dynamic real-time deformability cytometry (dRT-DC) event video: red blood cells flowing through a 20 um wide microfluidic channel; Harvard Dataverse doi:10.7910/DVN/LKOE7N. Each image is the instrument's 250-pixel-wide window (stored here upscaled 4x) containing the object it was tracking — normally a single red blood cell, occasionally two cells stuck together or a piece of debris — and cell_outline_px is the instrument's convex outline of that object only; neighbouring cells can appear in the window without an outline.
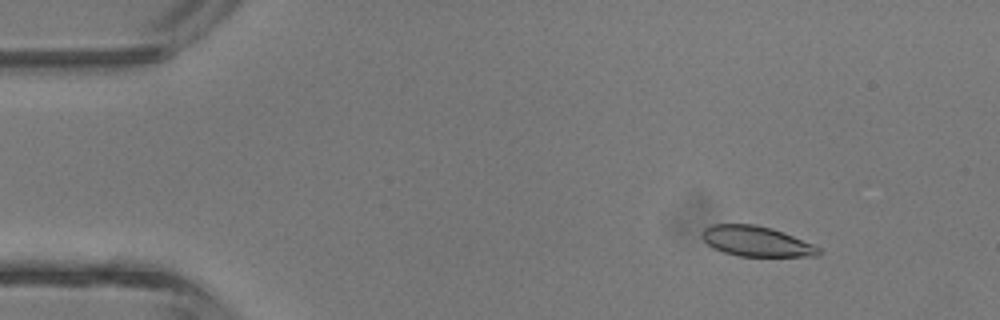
{"species": "common noctule bat (a hibernating species)", "species_latin": "Nyctalus noctula", "temperature_condition": "room temperature", "stored_images_in_passage": 4, "camera_frame_rate_fps": 3000, "um_per_image_px": 0.085, "animal": {"sex": "male", "body_mass_g": 13.3}, "frame": {"image": 1, "passage_image": 2, "time_ms": 1.0, "image_size_px": [1000, 320], "cell_outline_px": [[820, 256], [740, 256], [724, 252], [712, 248], [704, 240], [704, 228], [712, 224], [756, 224], [772, 228], [784, 232], [812, 244], [820, 248]], "centroid_in_image_um": [64.31, 20.51], "position_along_channel_um": 20.7, "area_um2": 20.4}}